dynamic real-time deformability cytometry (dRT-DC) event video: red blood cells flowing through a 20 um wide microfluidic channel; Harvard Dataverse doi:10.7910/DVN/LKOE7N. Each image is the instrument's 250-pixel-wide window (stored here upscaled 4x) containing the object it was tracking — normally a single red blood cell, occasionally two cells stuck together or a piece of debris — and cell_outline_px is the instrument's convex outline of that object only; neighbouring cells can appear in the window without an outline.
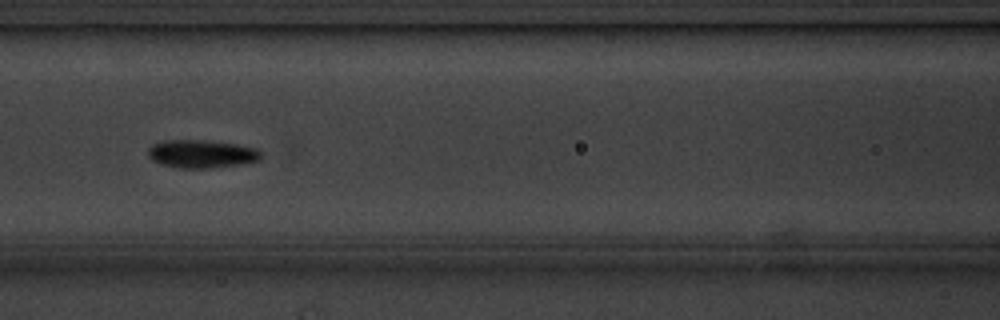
{"species": "common noctule bat (a hibernating species)", "species_latin": "Nyctalus noctula", "temperature_condition": "cold", "stored_images_in_passage": 16, "camera_frame_rate_fps": 3000, "um_per_image_px": 0.085, "animal": {"sex": "male", "body_mass_g": 20.1, "forearm_length_mm": 53.5}, "frame": {"image": 1, "passage_image": 8, "time_ms": 8.667, "image_size_px": [1000, 320], "cell_outline_px": [[260, 160], [240, 164], [212, 168], [176, 168], [160, 164], [152, 160], [148, 156], [148, 148], [152, 144], [164, 140], [192, 140], [236, 144], [256, 148], [260, 152]], "centroid_in_image_um": [17.08, 13.09], "position_along_channel_um": 149.5, "area_um2": 18.38}}
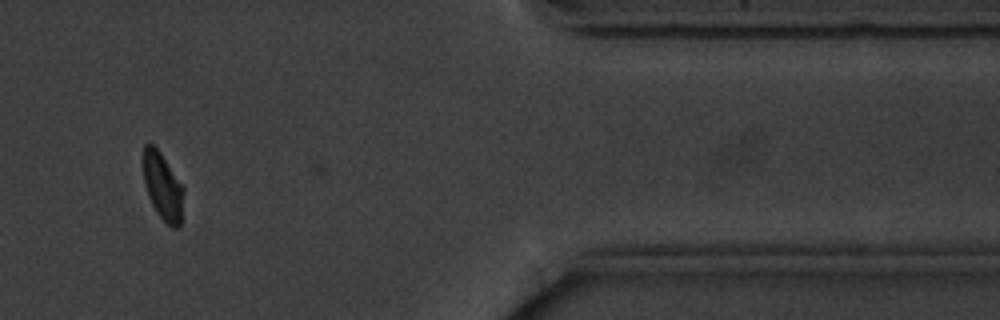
{"frame": {"image": 2, "passage_image": 15, "time_ms": 16.667, "image_size_px": [1000, 320], "cell_outline_px": [[184, 192], [180, 224], [176, 228], [172, 228], [156, 212], [148, 196], [144, 184], [140, 160], [144, 144], [152, 144], [160, 152], [184, 188]], "centroid_in_image_um": [13.77, 15.8], "position_along_channel_um": 397.6, "area_um2": 16.07}, "authors_computed_cell_mechanics": {"area_um2": 17.1666, "velocity_mm_per_s": 3.5325, "shape_relaxation_time_tau1_ms": 1.179, "shape_relaxation_time_tau2_ms": null, "deformation_change_tau1": 0.0839, "deformation_change_tau2": null}}